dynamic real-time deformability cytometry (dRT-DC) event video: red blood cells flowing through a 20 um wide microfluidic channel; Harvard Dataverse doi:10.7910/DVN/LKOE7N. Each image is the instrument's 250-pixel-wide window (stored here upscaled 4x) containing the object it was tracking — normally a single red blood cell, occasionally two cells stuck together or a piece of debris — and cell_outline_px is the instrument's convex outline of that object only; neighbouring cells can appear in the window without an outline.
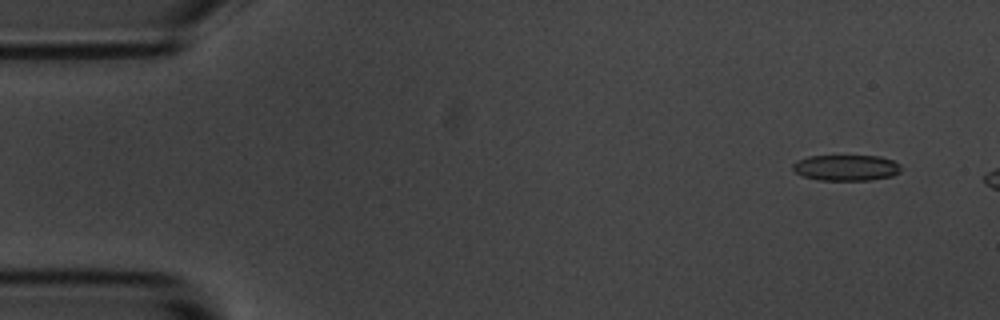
{"species": "common noctule bat (a hibernating species)", "species_latin": "Nyctalus noctula", "temperature_condition": "room temperature", "stored_images_in_passage": 3, "camera_frame_rate_fps": 3000, "um_per_image_px": 0.085, "animal": {"sex": "male", "body_mass_g": 20.1, "forearm_length_mm": 53.5}, "frame": {"image": 1, "passage_image": 1, "time_ms": 0.0, "image_size_px": [1000, 320], "cell_outline_px": [[900, 172], [892, 176], [868, 180], [820, 180], [804, 176], [796, 172], [792, 168], [792, 164], [796, 160], [808, 156], [880, 156], [892, 160], [900, 164]], "centroid_in_image_um": [71.92, 14.25], "position_along_channel_um": 13.1, "area_um2": 16.3}}